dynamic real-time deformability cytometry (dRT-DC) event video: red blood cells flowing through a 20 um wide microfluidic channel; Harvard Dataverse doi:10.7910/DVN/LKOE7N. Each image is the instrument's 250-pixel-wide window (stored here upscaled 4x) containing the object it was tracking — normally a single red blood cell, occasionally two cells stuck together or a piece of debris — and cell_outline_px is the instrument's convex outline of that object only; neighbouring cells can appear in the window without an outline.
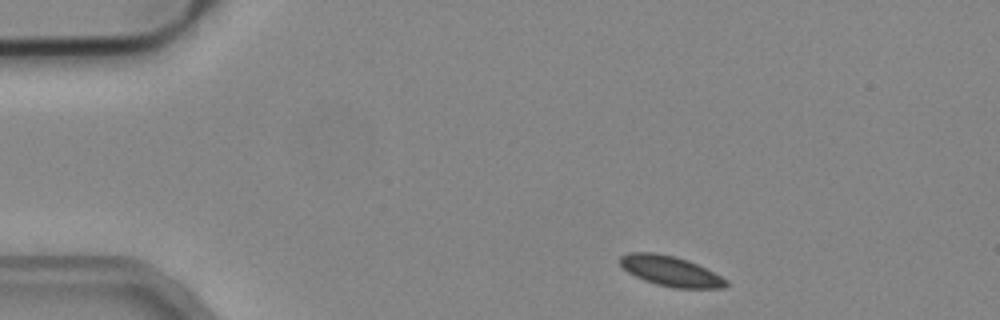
{"species": "common noctule bat (a hibernating species)", "species_latin": "Nyctalus noctula", "temperature_condition": "cold", "stored_images_in_passage": 2, "camera_frame_rate_fps": 3000, "um_per_image_px": 0.085, "animal": {"sex": "male", "body_mass_g": 19.2, "forearm_length_mm": 51.8}, "frame": {"image": 1, "passage_image": 1, "time_ms": 0.0, "image_size_px": [1000, 320], "cell_outline_px": [[728, 284], [724, 288], [672, 288], [656, 284], [644, 280], [628, 272], [620, 264], [620, 256], [628, 252], [656, 252], [676, 256], [688, 260], [728, 280]], "centroid_in_image_um": [56.98, 23.03], "position_along_channel_um": 28.0, "area_um2": 18.61}}